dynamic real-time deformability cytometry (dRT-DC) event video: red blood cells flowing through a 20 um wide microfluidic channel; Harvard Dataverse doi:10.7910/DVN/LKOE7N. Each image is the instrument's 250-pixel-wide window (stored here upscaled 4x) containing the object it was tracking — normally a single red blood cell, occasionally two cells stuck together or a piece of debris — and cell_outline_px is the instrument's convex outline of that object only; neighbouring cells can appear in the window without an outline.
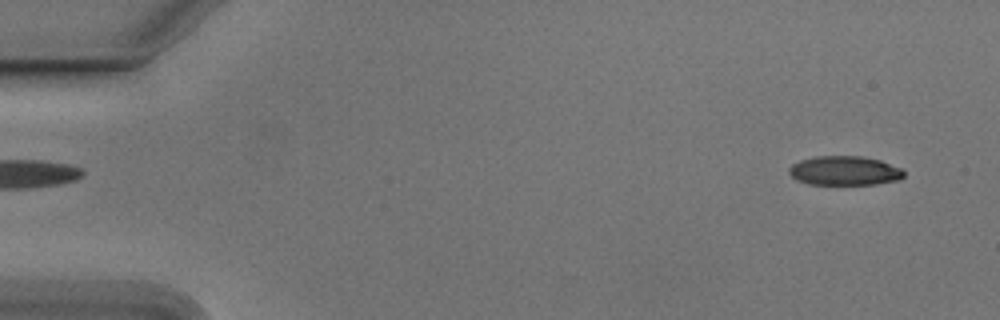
{"species": "Egyptian fruit bat (a non-hibernating species)", "species_latin": "Rousettus aegyptiacus", "temperature_condition": "cold", "stored_images_in_passage": 51, "camera_frame_rate_fps": 3000, "um_per_image_px": 0.085, "animal": {"sex": "male"}, "frame": {"image": 1, "passage_image": 1, "time_ms": 0.0, "image_size_px": [1000, 320], "cell_outline_px": [[904, 176], [900, 180], [876, 184], [808, 184], [796, 180], [788, 172], [788, 168], [792, 164], [800, 160], [816, 156], [860, 156], [880, 160], [900, 168], [904, 172]], "centroid_in_image_um": [71.77, 14.51], "position_along_channel_um": 13.2, "area_um2": 19.59}}
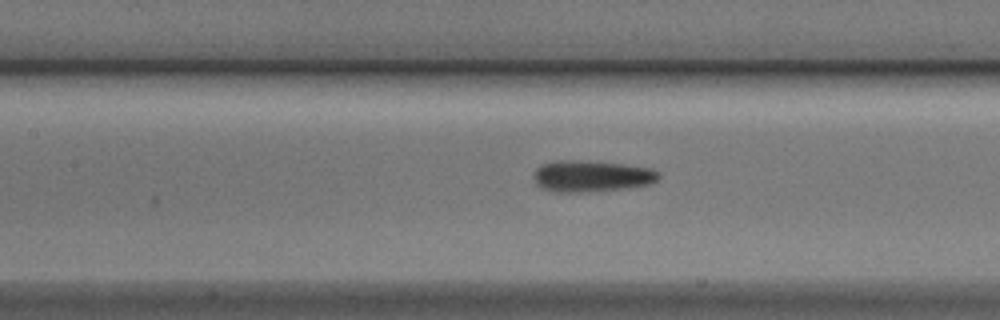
{"frame": {"image": 2, "passage_image": 22, "time_ms": 7.0, "image_size_px": [1000, 320], "cell_outline_px": [[660, 176], [652, 184], [628, 188], [588, 192], [552, 192], [540, 188], [536, 184], [536, 168], [544, 164], [556, 160], [572, 160], [620, 164], [652, 168], [660, 172]], "centroid_in_image_um": [50.31, 14.99], "position_along_channel_um": 157.1, "area_um2": 22.83}}
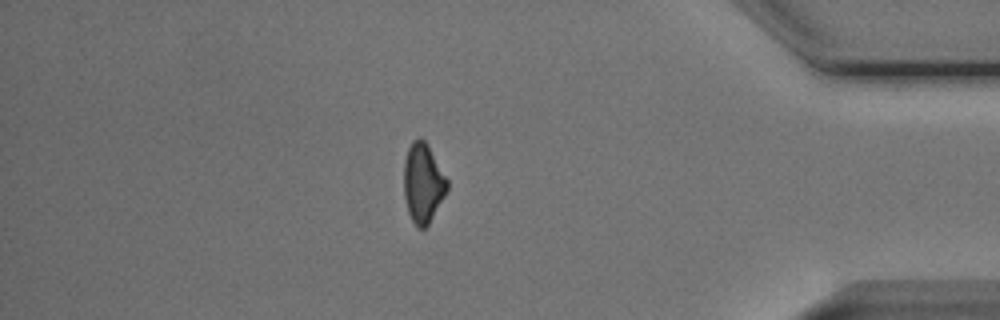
{"frame": {"image": 3, "passage_image": 44, "time_ms": 14.333, "image_size_px": [1000, 320], "cell_outline_px": [[448, 188], [444, 196], [428, 224], [424, 228], [416, 228], [408, 212], [404, 196], [404, 160], [408, 148], [412, 140], [420, 136], [428, 144], [448, 180]], "centroid_in_image_um": [35.94, 15.53], "position_along_channel_um": 399.3, "area_um2": 20.06}, "authors_computed_cell_mechanics": {"area_um2": 20.9236, "velocity_mm_per_s": 3.7947, "shape_relaxation_time_tau1_ms": 2.8556, "shape_relaxation_time_tau2_ms": 2.1482, "deformation_change_tau1": 0.1289, "deformation_change_tau2": 0.1087}}